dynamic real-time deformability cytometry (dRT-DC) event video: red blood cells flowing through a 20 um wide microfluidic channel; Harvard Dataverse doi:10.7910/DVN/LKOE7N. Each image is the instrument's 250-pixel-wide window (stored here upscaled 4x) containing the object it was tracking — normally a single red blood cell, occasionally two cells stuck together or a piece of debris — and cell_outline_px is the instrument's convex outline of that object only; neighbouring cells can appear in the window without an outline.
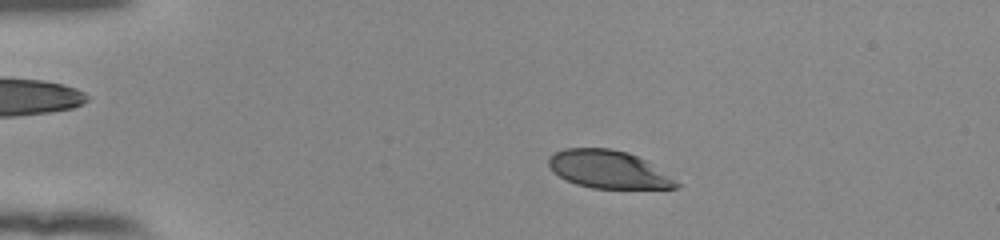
{"species": "human", "species_latin": "Homo sapiens", "temperature_condition": "room temperature", "stored_images_in_passage": 54, "camera_frame_rate_fps": 3000, "um_per_image_px": 0.085, "donor": {"sex": "female"}, "frame": {"image": 1, "passage_image": 11, "time_ms": 3.333, "image_size_px": [1000, 240], "cell_outline_px": [[684, 184], [680, 188], [592, 188], [576, 184], [560, 176], [548, 164], [548, 156], [564, 148], [612, 148], [628, 152], [644, 160]], "centroid_in_image_um": [51.75, 14.4], "position_along_channel_um": 33.2, "area_um2": 27.98}}
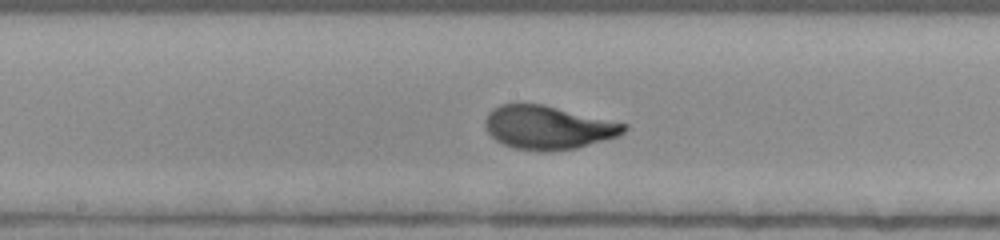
{"frame": {"image": 2, "passage_image": 29, "time_ms": 9.333, "image_size_px": [1000, 240], "cell_outline_px": [[628, 128], [624, 132], [616, 136], [576, 148], [548, 152], [516, 148], [504, 144], [496, 140], [488, 132], [484, 124], [484, 120], [488, 112], [492, 108], [500, 104], [516, 100], [544, 104], [628, 124]], "centroid_in_image_um": [46.52, 10.79], "position_along_channel_um": 201.7, "area_um2": 35.72}}
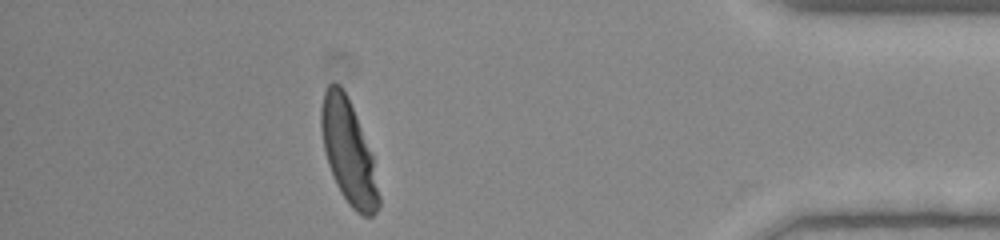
{"frame": {"image": 3, "passage_image": 48, "time_ms": 15.667, "image_size_px": [1000, 240], "cell_outline_px": [[380, 204], [376, 212], [372, 216], [364, 216], [356, 212], [348, 204], [340, 192], [336, 184], [328, 164], [324, 148], [320, 128], [320, 108], [324, 92], [328, 84], [340, 84], [348, 96], [372, 156], [380, 196]], "centroid_in_image_um": [29.6, 12.93], "position_along_channel_um": 405.6, "area_um2": 34.56}, "authors_computed_cell_mechanics": {"area_um2": 34.0442, "velocity_mm_per_s": 3.8501, "shape_relaxation_time_tau1_ms": 2.7205, "shape_relaxation_time_tau2_ms": null, "deformation_change_tau1": 0.1474, "deformation_change_tau2": null}}